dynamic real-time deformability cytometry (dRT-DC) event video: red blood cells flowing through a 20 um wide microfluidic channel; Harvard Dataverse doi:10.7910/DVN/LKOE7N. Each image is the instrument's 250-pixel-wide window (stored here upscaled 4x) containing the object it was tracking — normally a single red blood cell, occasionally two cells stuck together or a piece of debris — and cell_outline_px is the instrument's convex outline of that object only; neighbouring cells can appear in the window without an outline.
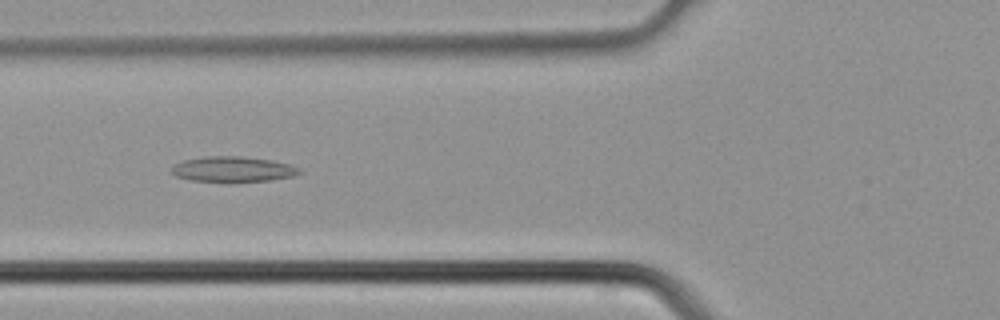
{"species": "common noctule bat (a hibernating species)", "species_latin": "Nyctalus noctula", "temperature_condition": "cold", "stored_images_in_passage": 4, "camera_frame_rate_fps": 3000, "um_per_image_px": 0.085, "animal": {"sex": "male", "body_mass_g": 21.5, "forearm_length_mm": 52.0}, "frame": {"image": 1, "passage_image": 4, "time_ms": 1.0, "image_size_px": [1000, 320], "cell_outline_px": [[300, 172], [292, 176], [272, 180], [232, 184], [192, 180], [176, 176], [172, 172], [172, 164], [184, 160], [204, 156], [240, 156], [272, 160], [292, 164], [300, 168]], "centroid_in_image_um": [19.8, 14.41], "position_along_channel_um": 106.0, "area_um2": 19.59}}